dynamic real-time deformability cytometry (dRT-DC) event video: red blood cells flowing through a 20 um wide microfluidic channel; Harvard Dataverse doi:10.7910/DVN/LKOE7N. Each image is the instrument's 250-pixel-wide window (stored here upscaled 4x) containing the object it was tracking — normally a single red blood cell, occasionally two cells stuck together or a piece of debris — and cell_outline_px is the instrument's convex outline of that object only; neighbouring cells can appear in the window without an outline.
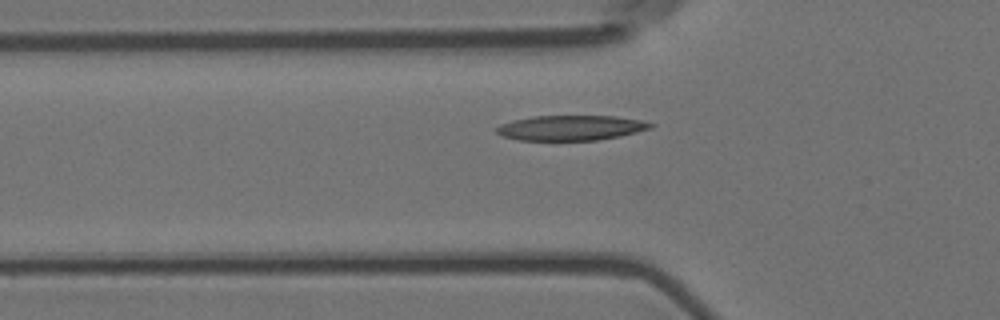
{"species": "Egyptian fruit bat (a non-hibernating species)", "species_latin": "Rousettus aegyptiacus", "temperature_condition": "room temperature", "stored_images_in_passage": 38, "camera_frame_rate_fps": 3000, "um_per_image_px": 0.085, "animal": {"sex": "female"}, "frame": {"image": 1, "passage_image": 13, "time_ms": 4.0, "image_size_px": [1000, 320], "cell_outline_px": [[656, 124], [652, 128], [620, 136], [596, 140], [516, 140], [504, 136], [496, 132], [496, 128], [500, 124], [512, 120], [532, 116], [616, 116], [644, 120]], "centroid_in_image_um": [48.55, 10.86], "position_along_channel_um": 77.2, "area_um2": 22.6}}
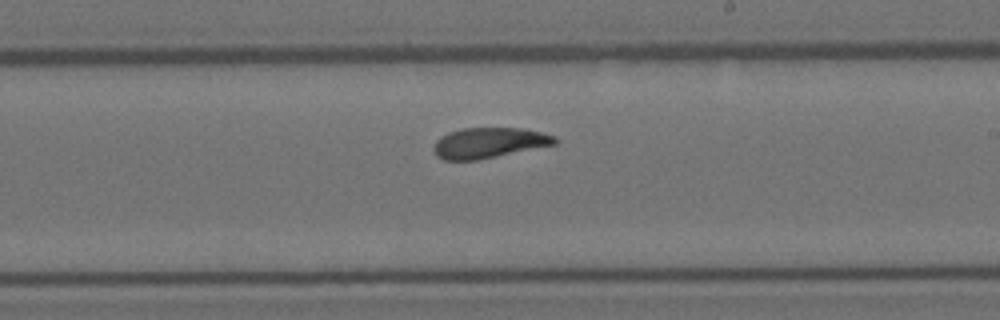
{"frame": {"image": 2, "passage_image": 27, "time_ms": 8.667, "image_size_px": [1000, 320], "cell_outline_px": [[560, 140], [556, 144], [476, 160], [444, 160], [436, 156], [432, 148], [436, 140], [440, 136], [448, 132], [460, 128], [524, 128], [544, 132], [556, 136]], "centroid_in_image_um": [41.56, 12.12], "position_along_channel_um": 247.4, "area_um2": 21.73}}
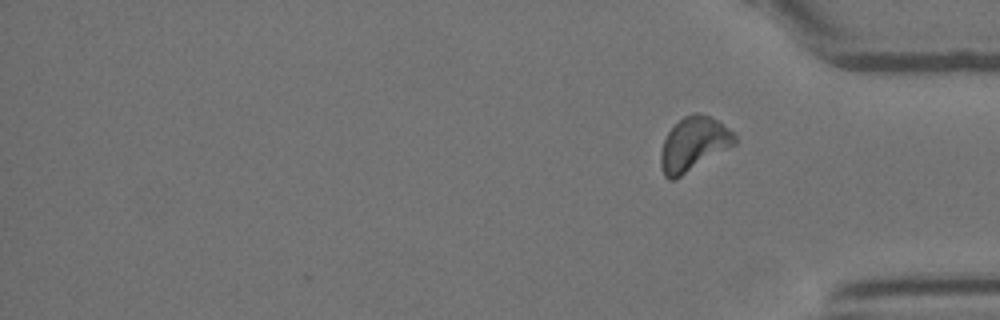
{"frame": {"image": 3, "passage_image": 38, "time_ms": 12.333, "image_size_px": [1000, 320], "cell_outline_px": [[736, 144], [680, 176], [672, 180], [668, 180], [664, 176], [660, 164], [660, 152], [664, 140], [668, 132], [684, 116], [696, 112], [708, 116], [716, 120], [728, 128], [736, 136]], "centroid_in_image_um": [58.94, 12.25], "position_along_channel_um": 376.3, "area_um2": 22.83}, "authors_computed_cell_mechanics": {"area_um2": 22.2241, "velocity_mm_per_s": 3.6329, "shape_relaxation_time_tau1_ms": 3.4106, "shape_relaxation_time_tau2_ms": 2.3126, "deformation_change_tau1": 0.1582, "deformation_change_tau2": 0.0819}}